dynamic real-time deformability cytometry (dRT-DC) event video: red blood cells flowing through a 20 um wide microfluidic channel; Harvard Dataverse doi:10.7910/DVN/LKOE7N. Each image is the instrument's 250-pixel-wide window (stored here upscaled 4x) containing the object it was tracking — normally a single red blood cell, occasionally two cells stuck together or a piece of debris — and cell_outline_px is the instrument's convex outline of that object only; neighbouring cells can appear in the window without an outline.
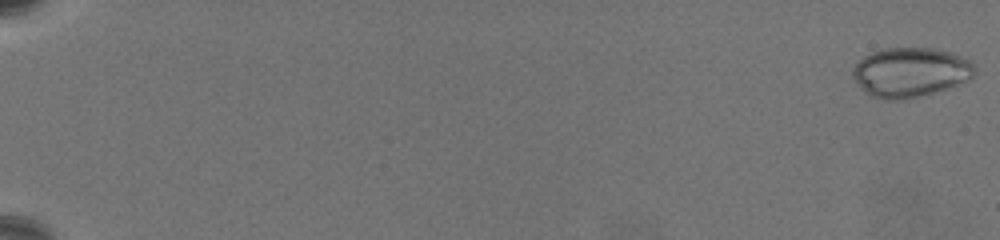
{"species": "common noctule bat (a hibernating species)", "species_latin": "Nyctalus noctula", "temperature_condition": "warm", "stored_images_in_passage": 67, "camera_frame_rate_fps": 3000, "um_per_image_px": 0.085, "animal": {"sex": "female", "body_mass_g": 19.5, "forearm_length_mm": 54.1}, "frame": {"image": 1, "passage_image": 1, "time_ms": 0.0, "image_size_px": [1000, 240], "cell_outline_px": [[976, 72], [968, 80], [932, 92], [900, 100], [888, 100], [872, 96], [852, 76], [852, 68], [864, 56], [872, 52], [884, 48], [936, 48], [948, 52], [968, 60], [972, 64]], "centroid_in_image_um": [77.36, 6.12], "position_along_channel_um": 7.6, "area_um2": 34.33}}
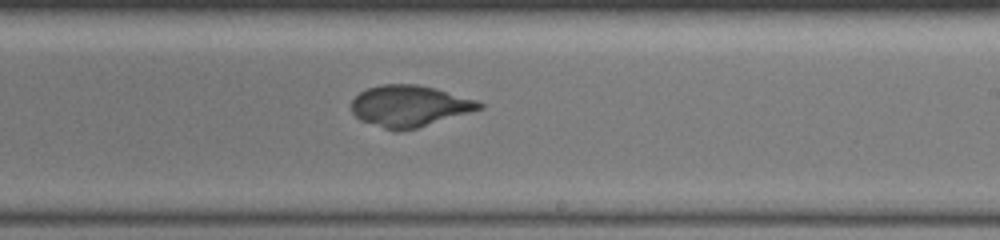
{"frame": {"image": 2, "passage_image": 44, "time_ms": 14.333, "image_size_px": [1000, 240], "cell_outline_px": [[484, 108], [416, 128], [400, 132], [396, 132], [360, 120], [352, 112], [352, 100], [360, 92], [368, 88], [380, 84], [416, 84], [436, 88], [476, 100], [484, 104]], "centroid_in_image_um": [34.8, 9.01], "position_along_channel_um": 254.2, "area_um2": 30.75}}
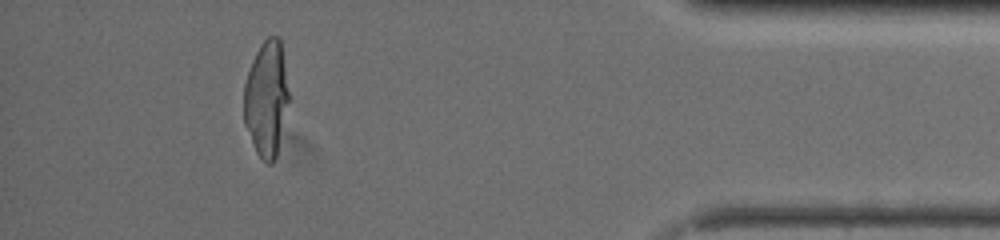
{"frame": {"image": 3, "passage_image": 62, "time_ms": 20.333, "image_size_px": [1000, 240], "cell_outline_px": [[288, 100], [276, 156], [272, 164], [268, 164], [256, 152], [252, 144], [244, 124], [244, 84], [248, 72], [256, 52], [260, 44], [268, 36], [280, 36], [288, 92]], "centroid_in_image_um": [22.62, 8.37], "position_along_channel_um": 412.6, "area_um2": 29.82}}